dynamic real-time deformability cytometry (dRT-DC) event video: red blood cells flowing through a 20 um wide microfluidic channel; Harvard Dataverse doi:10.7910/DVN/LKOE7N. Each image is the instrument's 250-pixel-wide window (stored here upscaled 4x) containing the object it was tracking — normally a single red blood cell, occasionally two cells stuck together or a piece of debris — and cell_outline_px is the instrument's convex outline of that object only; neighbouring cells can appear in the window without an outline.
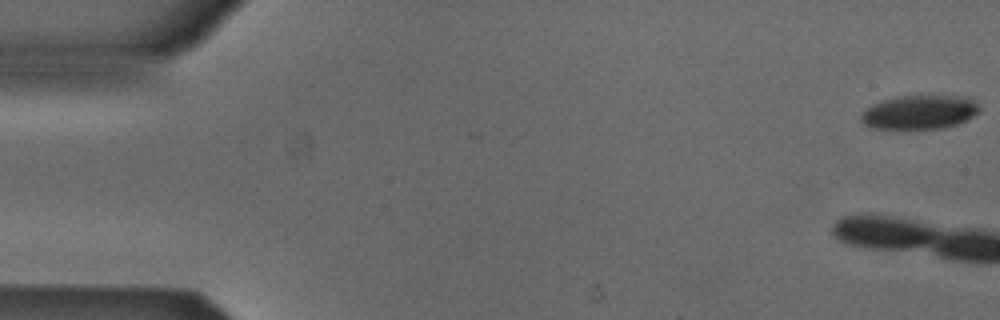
{"species": "Egyptian fruit bat (a non-hibernating species)", "species_latin": "Rousettus aegyptiacus", "temperature_condition": "cold", "stored_images_in_passage": 9, "camera_frame_rate_fps": 3000, "um_per_image_px": 0.085, "animal": {"sex": "male"}, "frame": {"image": 1, "passage_image": 1, "time_ms": 0.0, "image_size_px": [1000, 320], "cell_outline_px": [[980, 112], [968, 120], [960, 124], [944, 128], [876, 128], [864, 124], [860, 120], [860, 116], [872, 104], [896, 96], [968, 96], [980, 108]], "centroid_in_image_um": [78.21, 9.53], "position_along_channel_um": 6.8, "area_um2": 23.35}}